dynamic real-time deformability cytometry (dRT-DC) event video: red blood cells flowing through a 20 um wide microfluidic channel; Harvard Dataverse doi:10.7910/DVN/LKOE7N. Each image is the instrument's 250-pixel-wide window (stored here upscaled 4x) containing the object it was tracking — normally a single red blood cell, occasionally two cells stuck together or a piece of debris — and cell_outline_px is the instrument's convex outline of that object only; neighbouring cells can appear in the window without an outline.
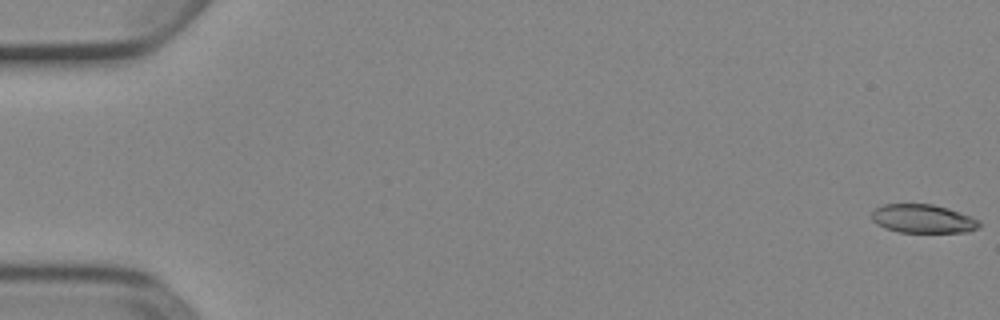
{"species": "Egyptian fruit bat (a non-hibernating species)", "species_latin": "Rousettus aegyptiacus", "temperature_condition": "cold", "stored_images_in_passage": 7, "camera_frame_rate_fps": 3000, "um_per_image_px": 0.085, "animal": {"sex": "female"}, "frame": {"image": 1, "passage_image": 1, "time_ms": 0.0, "image_size_px": [1000, 320], "cell_outline_px": [[980, 228], [968, 232], [900, 232], [884, 228], [876, 224], [872, 220], [872, 212], [876, 208], [884, 204], [932, 204], [948, 208], [980, 220]], "centroid_in_image_um": [78.46, 18.6], "position_along_channel_um": 6.5, "area_um2": 17.98}}
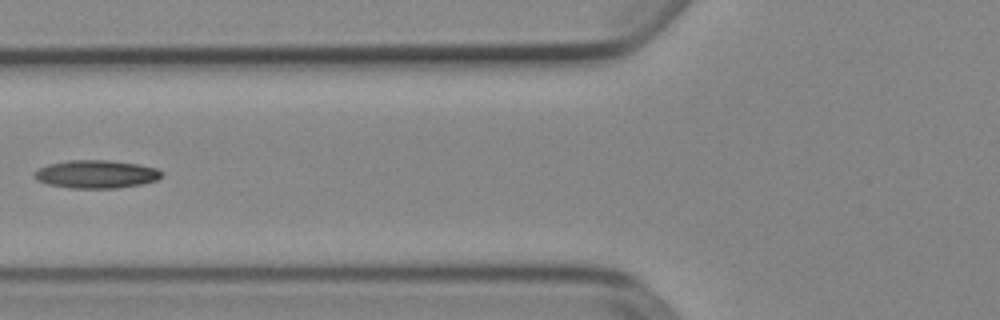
{"frame": {"image": 2, "passage_image": 6, "time_ms": 1.667, "image_size_px": [1000, 320], "cell_outline_px": [[160, 176], [156, 180], [140, 184], [116, 188], [72, 188], [48, 184], [36, 180], [32, 176], [40, 168], [48, 164], [68, 160], [108, 160], [140, 164], [156, 168], [160, 172]], "centroid_in_image_um": [8.14, 14.8], "position_along_channel_um": 117.7, "area_um2": 20.63}}
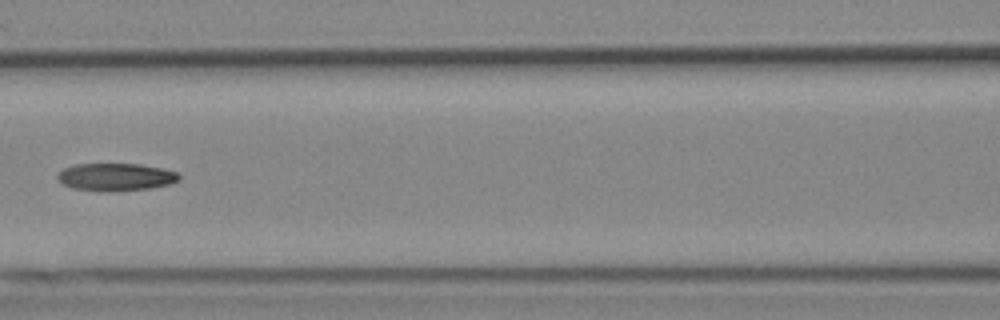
{"frame": {"image": 3, "passage_image": 7, "time_ms": 2.0, "image_size_px": [1000, 320], "cell_outline_px": [[180, 180], [168, 184], [148, 188], [72, 188], [56, 180], [56, 176], [64, 168], [76, 164], [140, 164], [164, 168], [176, 172], [180, 176]], "centroid_in_image_um": [9.86, 14.98], "position_along_channel_um": 156.7, "area_um2": 18.44}}